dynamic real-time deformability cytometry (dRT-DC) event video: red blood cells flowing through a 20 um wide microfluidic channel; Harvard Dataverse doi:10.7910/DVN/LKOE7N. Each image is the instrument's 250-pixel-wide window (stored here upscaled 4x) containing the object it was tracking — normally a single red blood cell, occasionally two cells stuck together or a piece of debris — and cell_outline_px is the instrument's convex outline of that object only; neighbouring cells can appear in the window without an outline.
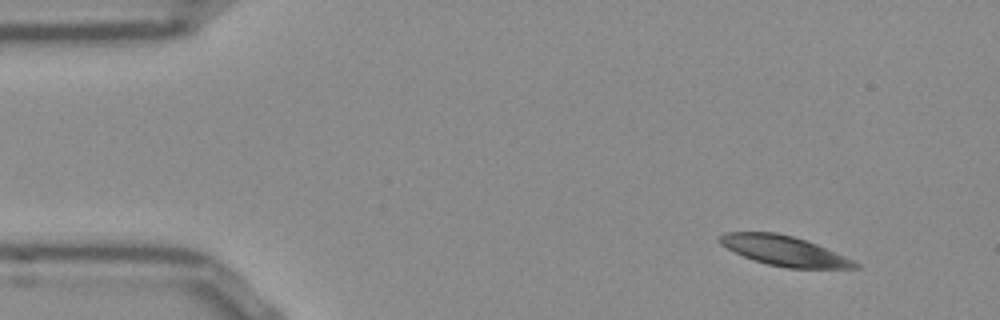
{"species": "Egyptian fruit bat (a non-hibernating species)", "species_latin": "Rousettus aegyptiacus", "temperature_condition": "room temperature", "stored_images_in_passage": 48, "camera_frame_rate_fps": 3000, "um_per_image_px": 0.085, "frame": {"image": 1, "passage_image": 1, "time_ms": 0.0, "image_size_px": [1000, 320], "cell_outline_px": [[860, 268], [788, 268], [768, 264], [744, 256], [720, 244], [720, 236], [724, 232], [776, 232], [792, 236], [816, 244], [852, 260], [860, 264]], "centroid_in_image_um": [66.66, 21.31], "position_along_channel_um": 18.3, "area_um2": 23.0}}
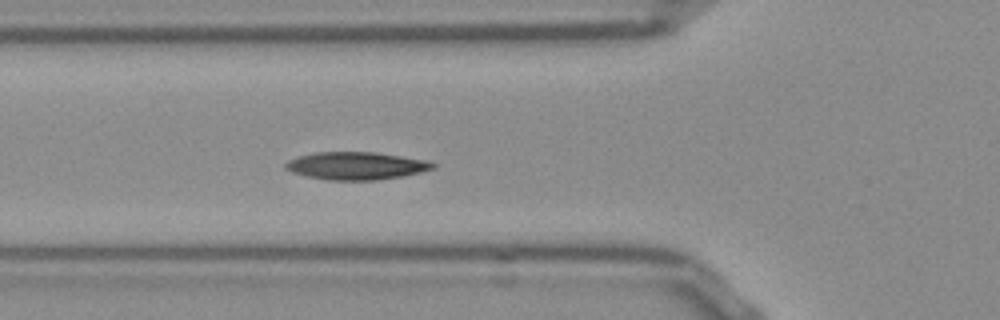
{"frame": {"image": 2, "passage_image": 14, "time_ms": 4.333, "image_size_px": [1000, 320], "cell_outline_px": [[436, 168], [420, 172], [400, 176], [376, 180], [328, 180], [308, 176], [292, 172], [284, 168], [284, 164], [288, 160], [300, 156], [316, 152], [376, 152], [424, 160], [436, 164]], "centroid_in_image_um": [30.25, 14.09], "position_along_channel_um": 95.5, "area_um2": 23.52}}
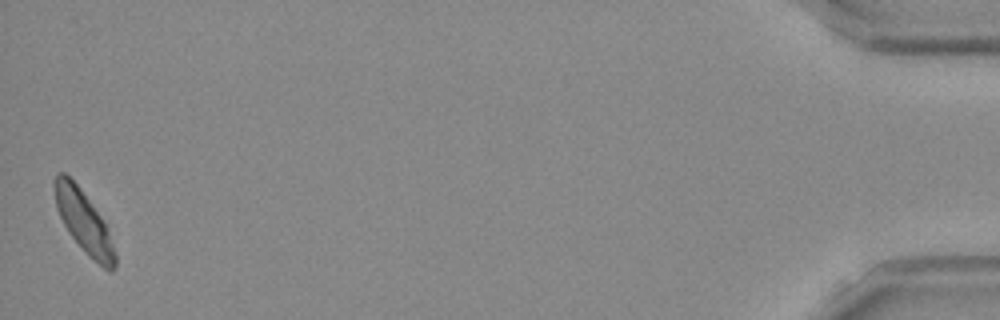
{"frame": {"image": 3, "passage_image": 48, "time_ms": 15.667, "image_size_px": [1000, 320], "cell_outline_px": [[116, 268], [112, 272], [108, 272], [88, 256], [68, 232], [56, 208], [52, 184], [52, 180], [60, 172], [64, 172], [76, 184], [104, 220], [116, 252]], "centroid_in_image_um": [7.12, 18.89], "position_along_channel_um": 428.1, "area_um2": 21.91}, "authors_computed_cell_mechanics": {"area_um2": 23.12, "velocity_mm_per_s": 3.7893, "shape_relaxation_time_tau1_ms": 4.0412, "shape_relaxation_time_tau2_ms": 3.522, "deformation_change_tau1": 0.1253, "deformation_change_tau2": 0.0895}}